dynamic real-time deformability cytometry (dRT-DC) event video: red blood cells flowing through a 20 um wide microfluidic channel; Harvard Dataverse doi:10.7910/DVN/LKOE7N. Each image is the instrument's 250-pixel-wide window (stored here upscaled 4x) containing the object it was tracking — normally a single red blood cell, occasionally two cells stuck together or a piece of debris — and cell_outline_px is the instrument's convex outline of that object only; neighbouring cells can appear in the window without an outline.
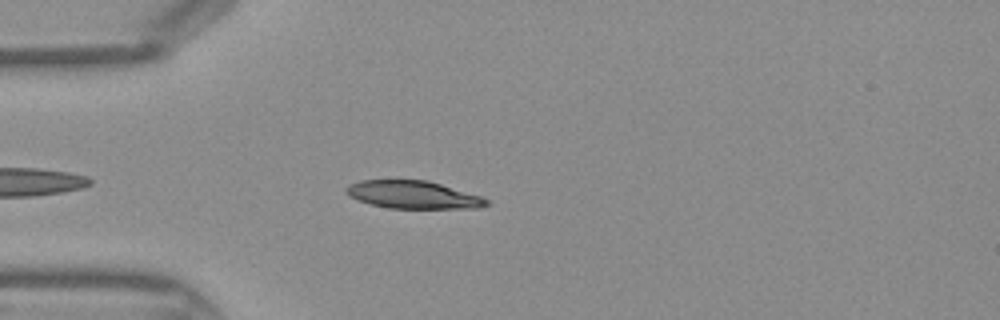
{"species": "Egyptian fruit bat (a non-hibernating species)", "species_latin": "Rousettus aegyptiacus", "temperature_condition": "warm", "stored_images_in_passage": 36, "camera_frame_rate_fps": 3000, "um_per_image_px": 0.085, "frame": {"image": 1, "passage_image": 4, "time_ms": 1.0, "image_size_px": [1000, 320], "cell_outline_px": [[492, 204], [480, 208], [388, 208], [372, 204], [360, 200], [344, 192], [344, 188], [360, 180], [428, 180], [480, 196], [488, 200]], "centroid_in_image_um": [35.15, 16.55], "position_along_channel_um": 49.8, "area_um2": 22.48}}
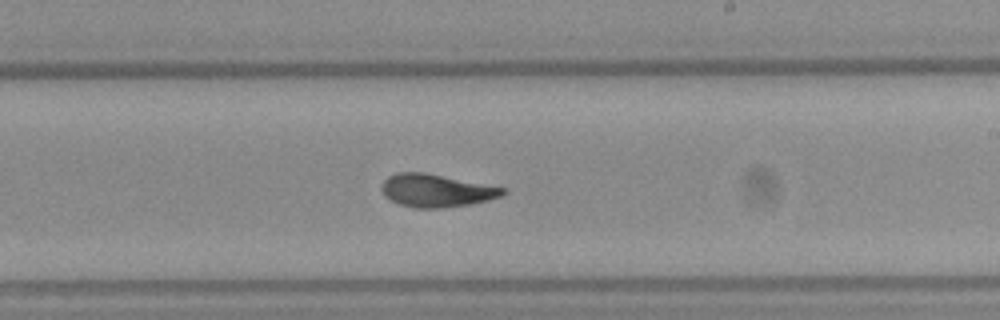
{"frame": {"image": 2, "passage_image": 18, "time_ms": 5.667, "image_size_px": [1000, 320], "cell_outline_px": [[508, 192], [500, 196], [488, 200], [472, 204], [440, 208], [416, 208], [400, 204], [384, 196], [380, 188], [384, 180], [388, 176], [396, 172], [424, 172], [508, 188]], "centroid_in_image_um": [37.1, 16.19], "position_along_channel_um": 251.9, "area_um2": 23.35}}
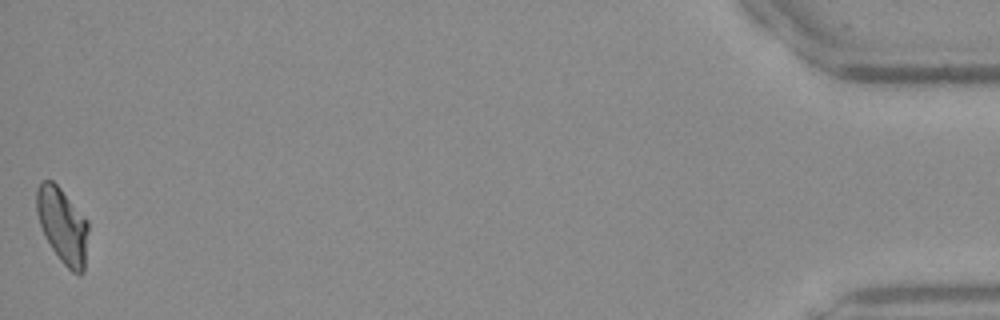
{"frame": {"image": 3, "passage_image": 36, "time_ms": 11.667, "image_size_px": [1000, 320], "cell_outline_px": [[88, 232], [84, 272], [80, 276], [72, 272], [60, 260], [44, 236], [36, 212], [36, 188], [40, 180], [52, 180], [60, 188], [88, 220]], "centroid_in_image_um": [5.31, 19.16], "position_along_channel_um": 429.9, "area_um2": 22.89}}